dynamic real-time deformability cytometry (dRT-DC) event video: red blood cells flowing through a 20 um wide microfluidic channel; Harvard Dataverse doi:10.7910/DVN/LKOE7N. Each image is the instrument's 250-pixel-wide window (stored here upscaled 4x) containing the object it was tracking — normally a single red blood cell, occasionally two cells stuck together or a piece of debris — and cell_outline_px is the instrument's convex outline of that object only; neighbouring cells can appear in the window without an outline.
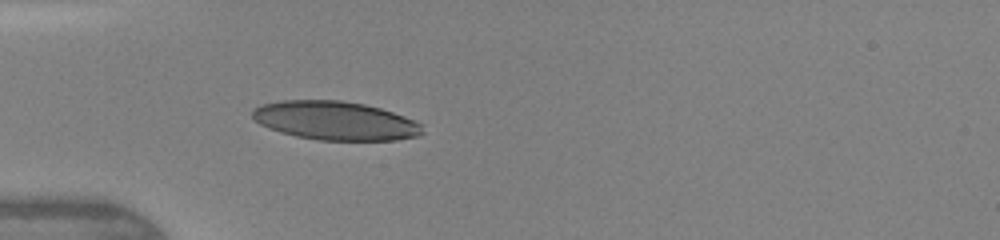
{"species": "human", "species_latin": "Homo sapiens", "temperature_condition": "warm", "stored_images_in_passage": 34, "camera_frame_rate_fps": 3000, "um_per_image_px": 0.085, "donor": {"sex": "female"}, "frame": {"image": 1, "passage_image": 6, "time_ms": 1.667, "image_size_px": [1000, 240], "cell_outline_px": [[424, 132], [420, 136], [396, 140], [320, 140], [296, 136], [280, 132], [268, 128], [260, 124], [252, 116], [252, 112], [260, 104], [280, 100], [340, 100], [364, 104], [380, 108], [404, 116], [424, 124]], "centroid_in_image_um": [28.53, 10.26], "position_along_channel_um": 56.5, "area_um2": 38.55}, "authors_computed_cell_mechanics": {"area_um2": 39.304, "velocity_mm_per_s": 4.3715, "shape_relaxation_time_tau1_ms": 3.7404, "shape_relaxation_time_tau2_ms": null, "deformation_change_tau1": 0.2068, "deformation_change_tau2": null}}